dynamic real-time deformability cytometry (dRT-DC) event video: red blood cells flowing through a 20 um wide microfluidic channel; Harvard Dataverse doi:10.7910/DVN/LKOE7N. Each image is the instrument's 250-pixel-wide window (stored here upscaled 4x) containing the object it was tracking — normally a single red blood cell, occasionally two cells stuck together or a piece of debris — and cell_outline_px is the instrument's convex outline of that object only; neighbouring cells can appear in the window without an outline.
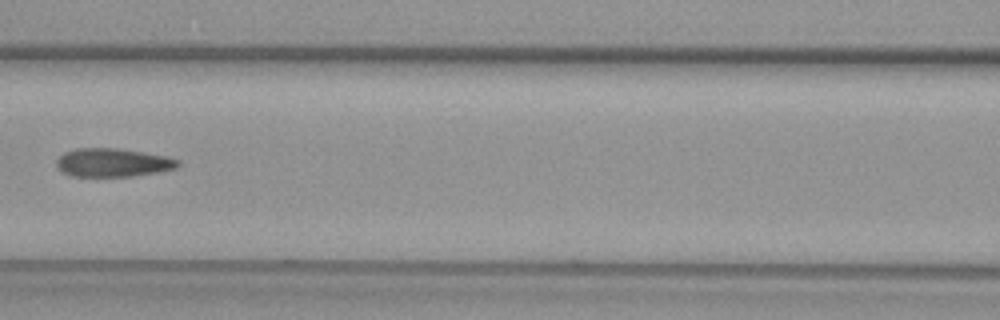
{"species": "common noctule bat (a hibernating species)", "species_latin": "Nyctalus noctula", "temperature_condition": "warm", "stored_images_in_passage": 7, "camera_frame_rate_fps": 3000, "um_per_image_px": 0.085, "animal": {"sex": "female", "body_mass_g": 29.2, "forearm_length_mm": 56.3}, "frame": {"image": 1, "passage_image": 6, "time_ms": 1.667, "image_size_px": [1000, 320], "cell_outline_px": [[180, 164], [176, 168], [160, 172], [132, 176], [72, 176], [60, 172], [56, 168], [56, 160], [64, 152], [76, 148], [116, 148], [168, 156], [180, 160]], "centroid_in_image_um": [9.58, 13.82], "position_along_channel_um": 157.0, "area_um2": 20.35}}